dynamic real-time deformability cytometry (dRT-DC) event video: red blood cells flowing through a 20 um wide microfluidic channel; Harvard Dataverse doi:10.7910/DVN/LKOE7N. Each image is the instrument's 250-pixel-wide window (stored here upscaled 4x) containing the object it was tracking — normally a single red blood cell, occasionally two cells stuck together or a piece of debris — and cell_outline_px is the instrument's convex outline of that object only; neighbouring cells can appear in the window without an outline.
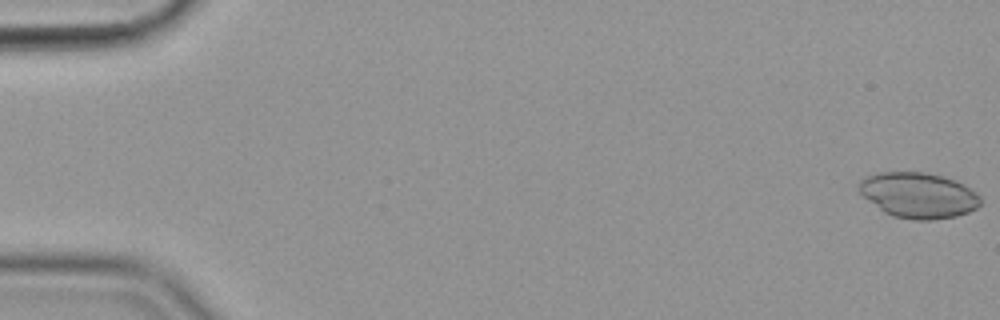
{"species": "common noctule bat (a hibernating species)", "species_latin": "Nyctalus noctula", "temperature_condition": "cold", "stored_images_in_passage": 50, "camera_frame_rate_fps": 3000, "um_per_image_px": 0.085, "animal": {"sex": "female", "body_mass_g": 19.9}, "frame": {"image": 1, "passage_image": 1, "time_ms": 0.0, "image_size_px": [1000, 320], "cell_outline_px": [[980, 204], [976, 208], [968, 212], [956, 216], [932, 220], [912, 220], [892, 216], [884, 212], [868, 200], [860, 192], [860, 180], [868, 176], [880, 172], [924, 172], [944, 176], [956, 180], [976, 192], [980, 196]], "centroid_in_image_um": [78.09, 16.6], "position_along_channel_um": 6.9, "area_um2": 32.14}}